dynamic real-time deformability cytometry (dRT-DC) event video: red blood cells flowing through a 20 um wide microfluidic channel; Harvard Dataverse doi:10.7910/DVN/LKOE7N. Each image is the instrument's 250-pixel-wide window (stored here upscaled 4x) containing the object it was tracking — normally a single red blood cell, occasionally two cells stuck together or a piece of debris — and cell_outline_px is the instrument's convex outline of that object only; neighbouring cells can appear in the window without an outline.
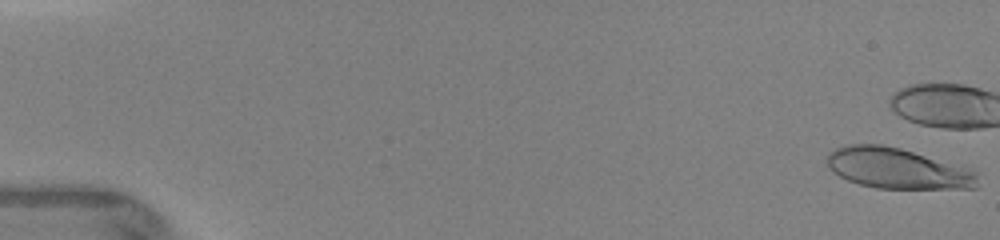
{"species": "human", "species_latin": "Homo sapiens", "temperature_condition": "warm", "stored_images_in_passage": 53, "camera_frame_rate_fps": 3000, "um_per_image_px": 0.085, "donor": {"sex": "female"}, "frame": {"image": 1, "passage_image": 1, "time_ms": 0.0, "image_size_px": [1000, 240], "cell_outline_px": [[980, 184], [976, 188], [876, 188], [860, 184], [848, 180], [832, 172], [828, 168], [828, 152], [836, 148], [848, 144], [884, 144], [964, 164], [976, 172]], "centroid_in_image_um": [76.35, 14.3], "position_along_channel_um": 8.6, "area_um2": 36.24}}